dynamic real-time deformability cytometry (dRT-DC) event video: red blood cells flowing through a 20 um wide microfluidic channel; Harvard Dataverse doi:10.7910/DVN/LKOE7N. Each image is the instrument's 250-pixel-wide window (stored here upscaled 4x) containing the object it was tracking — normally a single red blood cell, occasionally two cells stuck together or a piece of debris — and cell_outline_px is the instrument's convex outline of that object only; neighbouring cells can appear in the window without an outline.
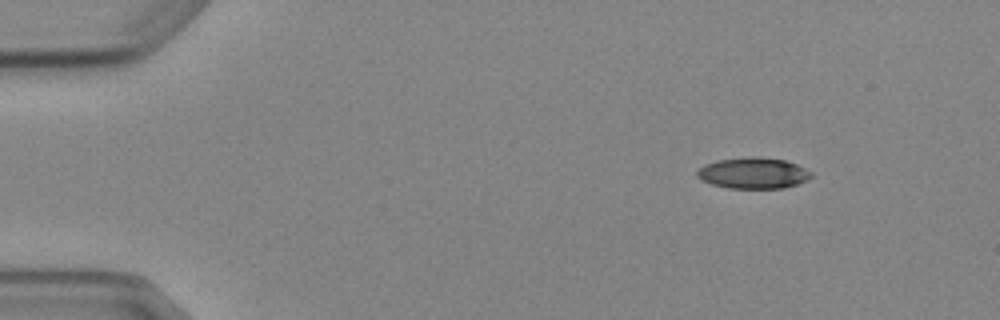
{"species": "Egyptian fruit bat (a non-hibernating species)", "species_latin": "Rousettus aegyptiacus", "temperature_condition": "cold", "stored_images_in_passage": 7, "camera_frame_rate_fps": 3000, "um_per_image_px": 0.085, "animal": {"sex": "female"}, "frame": {"image": 1, "passage_image": 1, "time_ms": 0.0, "image_size_px": [1000, 320], "cell_outline_px": [[812, 176], [808, 180], [784, 188], [728, 188], [712, 184], [700, 180], [696, 176], [696, 172], [704, 164], [716, 160], [752, 156], [760, 156], [784, 160], [796, 164], [812, 172]], "centroid_in_image_um": [64.0, 14.7], "position_along_channel_um": 21.0, "area_um2": 20.81}}
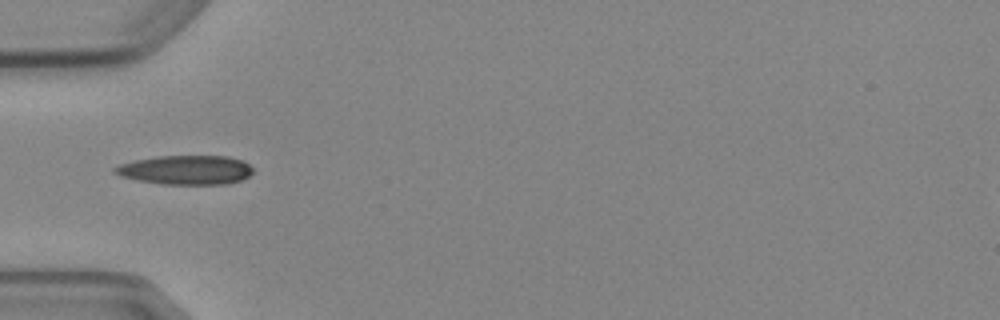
{"frame": {"image": 2, "passage_image": 4, "time_ms": 3.667, "image_size_px": [1000, 320], "cell_outline_px": [[252, 172], [248, 176], [240, 180], [228, 184], [164, 184], [140, 180], [120, 176], [112, 172], [112, 168], [120, 164], [132, 160], [156, 156], [228, 156], [244, 160], [252, 168]], "centroid_in_image_um": [15.77, 14.43], "position_along_channel_um": 69.2, "area_um2": 23.58}}
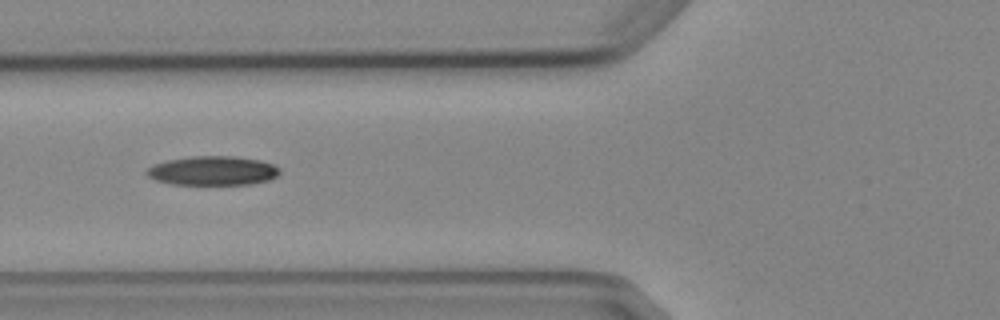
{"frame": {"image": 3, "passage_image": 5, "time_ms": 4.667, "image_size_px": [1000, 320], "cell_outline_px": [[280, 172], [276, 176], [268, 180], [252, 184], [172, 184], [156, 180], [148, 176], [144, 172], [152, 164], [168, 160], [192, 156], [236, 156], [260, 160], [272, 164], [280, 168]], "centroid_in_image_um": [18.07, 14.5], "position_along_channel_um": 107.7, "area_um2": 22.6}}